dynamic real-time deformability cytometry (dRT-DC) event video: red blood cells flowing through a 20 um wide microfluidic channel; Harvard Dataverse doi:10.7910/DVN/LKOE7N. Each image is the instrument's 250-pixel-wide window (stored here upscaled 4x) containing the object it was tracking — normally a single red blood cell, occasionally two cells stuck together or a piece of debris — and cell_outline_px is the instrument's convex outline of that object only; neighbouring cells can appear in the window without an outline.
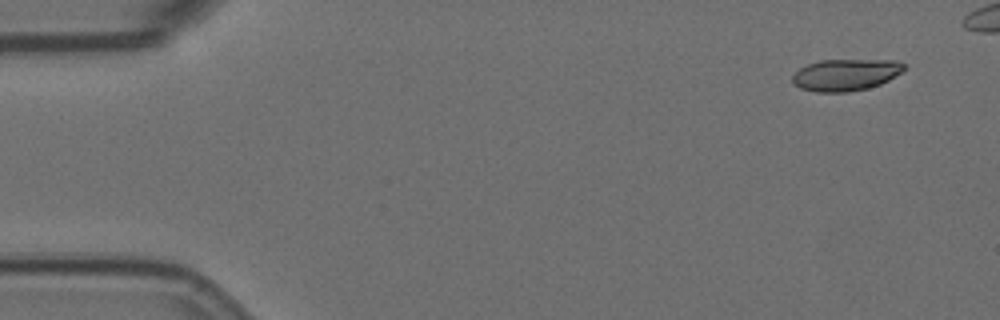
{"species": "Egyptian fruit bat (a non-hibernating species)", "species_latin": "Rousettus aegyptiacus", "temperature_condition": "room temperature", "stored_images_in_passage": 6, "segment_of_instrument_passage": [2, 2], "camera_frame_rate_fps": 3000, "um_per_image_px": 0.085, "animal": {"sex": "female"}, "frame": {"image": 1, "passage_image": 6, "time_ms": 1.667, "image_size_px": [1000, 320], "cell_outline_px": [[904, 68], [900, 72], [888, 80], [880, 84], [868, 88], [848, 92], [816, 92], [800, 88], [792, 84], [792, 76], [800, 68], [808, 64], [820, 60], [896, 60], [904, 64]], "centroid_in_image_um": [71.84, 6.36], "position_along_channel_um": 13.2, "area_um2": 20.58}}